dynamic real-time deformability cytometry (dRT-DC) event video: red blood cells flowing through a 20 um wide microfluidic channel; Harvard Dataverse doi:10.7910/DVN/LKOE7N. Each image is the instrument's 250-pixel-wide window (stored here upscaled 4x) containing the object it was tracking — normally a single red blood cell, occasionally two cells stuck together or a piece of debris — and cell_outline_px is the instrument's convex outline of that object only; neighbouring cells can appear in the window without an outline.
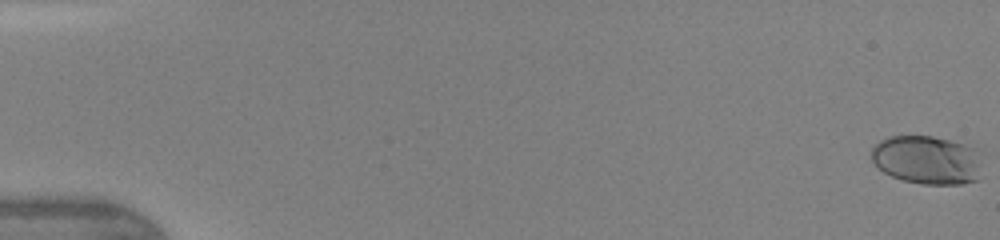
{"species": "human", "species_latin": "Homo sapiens", "temperature_condition": "warm", "stored_images_in_passage": 47, "camera_frame_rate_fps": 3000, "um_per_image_px": 0.085, "donor": {"sex": "female"}, "frame": {"image": 1, "passage_image": 1, "time_ms": 0.0, "image_size_px": [1000, 240], "cell_outline_px": [[980, 148], [976, 180], [960, 184], [920, 184], [904, 180], [892, 176], [884, 172], [872, 160], [872, 148], [880, 140], [888, 136], [932, 136]], "centroid_in_image_um": [78.78, 13.58], "position_along_channel_um": 6.2, "area_um2": 31.1}}
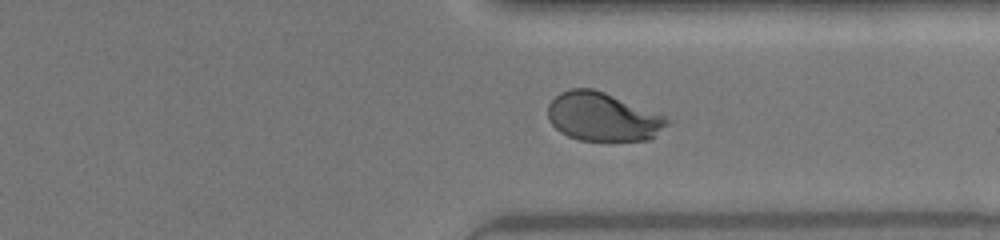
{"frame": {"image": 2, "passage_image": 37, "time_ms": 12.0, "image_size_px": [1000, 240], "cell_outline_px": [[668, 124], [648, 140], [580, 140], [568, 136], [560, 132], [548, 120], [548, 104], [560, 92], [572, 88], [592, 88], [604, 92], [664, 116], [668, 120]], "centroid_in_image_um": [51.17, 9.92], "position_along_channel_um": 360.2, "area_um2": 33.18}}
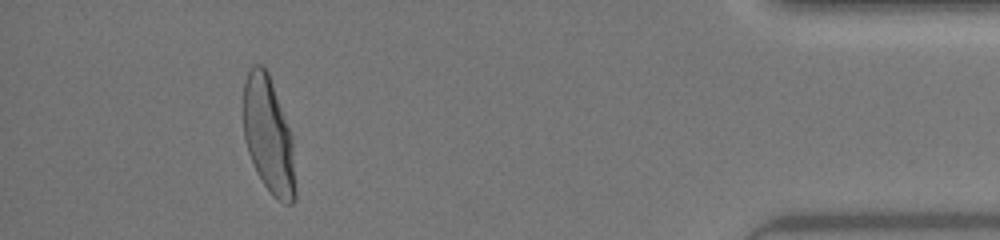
{"frame": {"image": 3, "passage_image": 44, "time_ms": 14.333, "image_size_px": [1000, 240], "cell_outline_px": [[296, 200], [292, 204], [284, 204], [272, 196], [256, 172], [248, 152], [244, 136], [244, 80], [252, 64], [264, 64], [268, 72], [288, 128], [292, 140], [296, 192]], "centroid_in_image_um": [22.82, 11.54], "position_along_channel_um": 412.4, "area_um2": 34.97}, "authors_computed_cell_mechanics": {"area_um2": 33.9286, "velocity_mm_per_s": 4.3953, "shape_relaxation_time_tau1_ms": 3.0597, "shape_relaxation_time_tau2_ms": null, "deformation_change_tau1": 0.1841, "deformation_change_tau2": null}}